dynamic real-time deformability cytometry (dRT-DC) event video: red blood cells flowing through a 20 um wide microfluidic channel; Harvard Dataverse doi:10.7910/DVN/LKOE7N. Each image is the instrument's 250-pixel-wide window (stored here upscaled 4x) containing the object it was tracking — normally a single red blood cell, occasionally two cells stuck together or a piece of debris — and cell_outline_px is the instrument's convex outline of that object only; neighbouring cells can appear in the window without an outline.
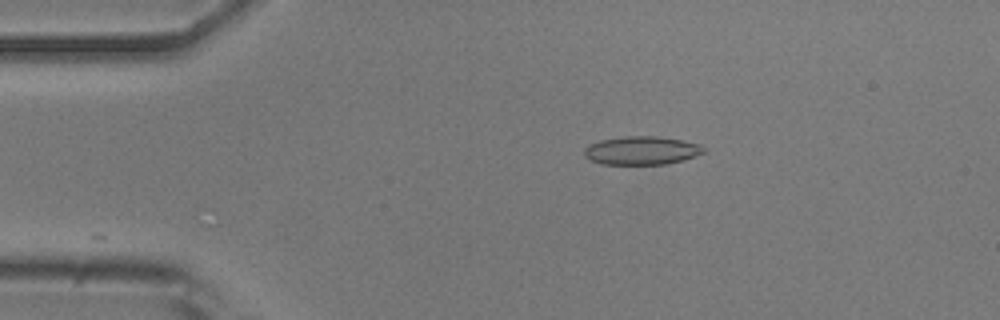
{"species": "common noctule bat (a hibernating species)", "species_latin": "Nyctalus noctula", "temperature_condition": "room temperature", "stored_images_in_passage": 14, "camera_frame_rate_fps": 3000, "um_per_image_px": 0.085, "animal": {"sex": "male", "body_mass_g": 20.5, "forearm_length_mm": 52.5}, "frame": {"image": 1, "passage_image": 1, "time_ms": 0.0, "image_size_px": [1000, 320], "cell_outline_px": [[704, 152], [696, 156], [684, 160], [668, 164], [600, 164], [584, 156], [584, 148], [588, 144], [600, 140], [624, 136], [660, 136], [700, 144], [704, 148]], "centroid_in_image_um": [54.53, 12.79], "position_along_channel_um": 30.5, "area_um2": 19.88}}
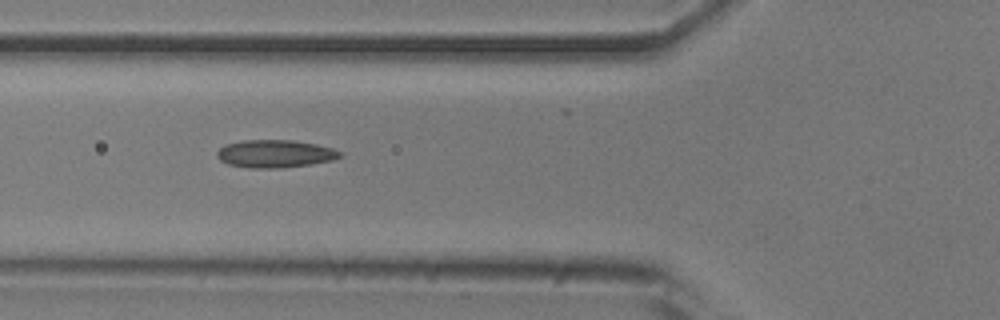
{"frame": {"image": 2, "passage_image": 10, "time_ms": 3.0, "image_size_px": [1000, 320], "cell_outline_px": [[340, 156], [332, 160], [308, 164], [276, 168], [252, 168], [228, 164], [220, 160], [216, 156], [216, 152], [224, 144], [244, 140], [292, 140], [316, 144], [332, 148], [340, 152]], "centroid_in_image_um": [23.32, 13.06], "position_along_channel_um": 102.5, "area_um2": 19.65}}
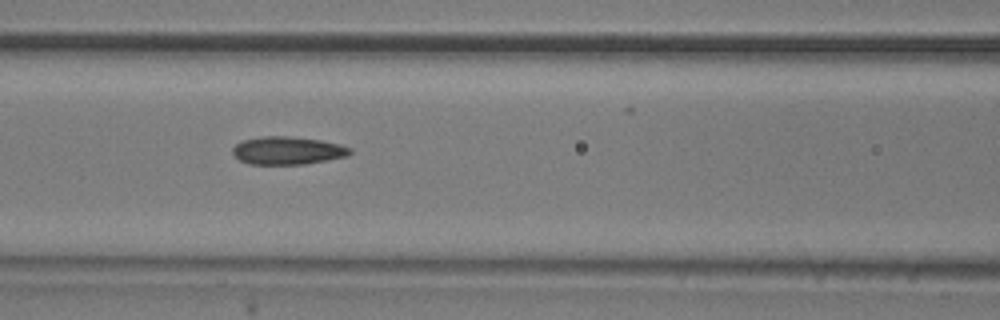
{"frame": {"image": 3, "passage_image": 13, "time_ms": 4.0, "image_size_px": [1000, 320], "cell_outline_px": [[352, 152], [348, 156], [328, 160], [304, 164], [248, 164], [240, 160], [232, 152], [232, 148], [240, 140], [260, 136], [288, 136], [320, 140], [340, 144], [352, 148]], "centroid_in_image_um": [24.44, 12.79], "position_along_channel_um": 142.2, "area_um2": 19.25}}